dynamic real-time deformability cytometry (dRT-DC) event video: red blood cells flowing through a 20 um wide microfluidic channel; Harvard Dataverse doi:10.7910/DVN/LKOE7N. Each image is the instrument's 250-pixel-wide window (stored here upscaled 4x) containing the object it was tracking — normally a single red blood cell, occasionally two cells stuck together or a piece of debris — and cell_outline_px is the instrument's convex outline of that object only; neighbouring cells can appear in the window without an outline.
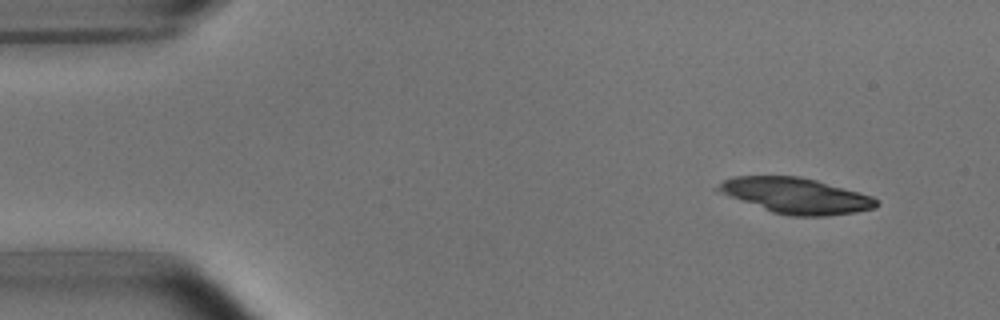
{"species": "common noctule bat (a hibernating species)", "species_latin": "Nyctalus noctula", "temperature_condition": "room temperature", "stored_images_in_passage": 4, "camera_frame_rate_fps": 3000, "um_per_image_px": 0.085, "animal": {"sex": "male", "body_mass_g": 15.6}, "frame": {"image": 1, "passage_image": 1, "time_ms": 0.0, "image_size_px": [1000, 320], "cell_outline_px": [[880, 204], [876, 208], [856, 212], [824, 216], [792, 216], [772, 212], [716, 192], [712, 188], [724, 180], [732, 176], [800, 176], [816, 180], [872, 196], [880, 200]], "centroid_in_image_um": [67.62, 16.63], "position_along_channel_um": 17.4, "area_um2": 33.06}}